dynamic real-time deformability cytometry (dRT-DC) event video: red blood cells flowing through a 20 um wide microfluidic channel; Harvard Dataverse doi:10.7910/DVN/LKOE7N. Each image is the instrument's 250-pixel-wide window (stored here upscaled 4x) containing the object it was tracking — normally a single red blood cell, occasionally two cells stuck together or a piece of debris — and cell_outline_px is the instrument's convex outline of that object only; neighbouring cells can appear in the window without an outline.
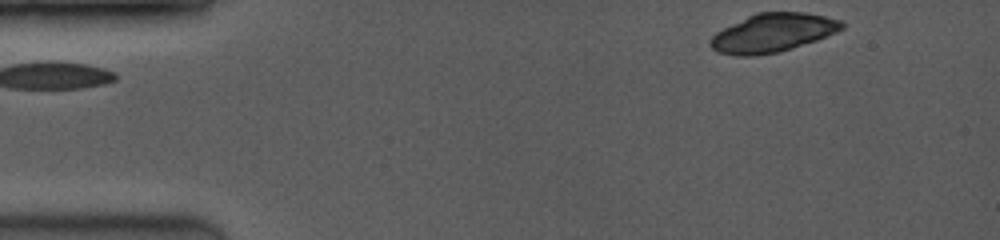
{"species": "common noctule bat (a hibernating species)", "species_latin": "Nyctalus noctula", "temperature_condition": "room temperature", "stored_images_in_passage": 2, "camera_frame_rate_fps": 3500, "um_per_image_px": 0.085, "animal": {"sex": "female", "body_mass_g": 19.0, "forearm_length_mm": 53.3}, "frame": {"image": 1, "passage_image": 2, "time_ms": 0.857, "image_size_px": [1000, 240], "cell_outline_px": [[844, 28], [836, 32], [816, 40], [792, 48], [776, 52], [756, 56], [736, 56], [716, 52], [708, 44], [708, 40], [716, 32], [756, 12], [804, 12], [824, 16], [840, 20], [844, 24]], "centroid_in_image_um": [65.64, 2.8], "position_along_channel_um": 19.4, "area_um2": 29.48}}